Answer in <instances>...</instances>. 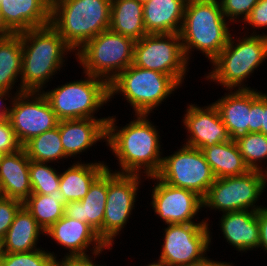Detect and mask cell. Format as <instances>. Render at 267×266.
I'll use <instances>...</instances> for the list:
<instances>
[{"mask_svg":"<svg viewBox=\"0 0 267 266\" xmlns=\"http://www.w3.org/2000/svg\"><path fill=\"white\" fill-rule=\"evenodd\" d=\"M147 116L137 114V119L120 130L116 129V120L108 117L106 141L119 159L122 172L117 173L140 174L138 172L143 167L147 177L159 173L163 162L160 157L159 135L155 126L146 119Z\"/></svg>","mask_w":267,"mask_h":266,"instance_id":"6da1fadb","label":"cell"},{"mask_svg":"<svg viewBox=\"0 0 267 266\" xmlns=\"http://www.w3.org/2000/svg\"><path fill=\"white\" fill-rule=\"evenodd\" d=\"M19 34L22 45V85L18 92H39L50 76L62 67L64 52L73 49L50 24Z\"/></svg>","mask_w":267,"mask_h":266,"instance_id":"7a4b0ae2","label":"cell"},{"mask_svg":"<svg viewBox=\"0 0 267 266\" xmlns=\"http://www.w3.org/2000/svg\"><path fill=\"white\" fill-rule=\"evenodd\" d=\"M225 18L217 0H187L179 32L187 60L190 48L199 49L211 61L220 54L231 35Z\"/></svg>","mask_w":267,"mask_h":266,"instance_id":"3957f363","label":"cell"},{"mask_svg":"<svg viewBox=\"0 0 267 266\" xmlns=\"http://www.w3.org/2000/svg\"><path fill=\"white\" fill-rule=\"evenodd\" d=\"M111 0H60L50 25L73 49L110 27ZM80 46V47H79Z\"/></svg>","mask_w":267,"mask_h":266,"instance_id":"277c9868","label":"cell"},{"mask_svg":"<svg viewBox=\"0 0 267 266\" xmlns=\"http://www.w3.org/2000/svg\"><path fill=\"white\" fill-rule=\"evenodd\" d=\"M134 44L133 39L108 29L85 43L76 55L85 73L109 84L133 64Z\"/></svg>","mask_w":267,"mask_h":266,"instance_id":"5b68a950","label":"cell"},{"mask_svg":"<svg viewBox=\"0 0 267 266\" xmlns=\"http://www.w3.org/2000/svg\"><path fill=\"white\" fill-rule=\"evenodd\" d=\"M179 86L169 75L133 64L109 83V98L123 93L137 114L147 115Z\"/></svg>","mask_w":267,"mask_h":266,"instance_id":"8992f818","label":"cell"},{"mask_svg":"<svg viewBox=\"0 0 267 266\" xmlns=\"http://www.w3.org/2000/svg\"><path fill=\"white\" fill-rule=\"evenodd\" d=\"M86 80L66 83L43 94L51 105L57 119H95V110L109 101V84L86 73Z\"/></svg>","mask_w":267,"mask_h":266,"instance_id":"52a82bcc","label":"cell"},{"mask_svg":"<svg viewBox=\"0 0 267 266\" xmlns=\"http://www.w3.org/2000/svg\"><path fill=\"white\" fill-rule=\"evenodd\" d=\"M232 39L230 35L227 45L212 61L215 67L207 76L228 89L241 86L267 57V35L239 39L235 46Z\"/></svg>","mask_w":267,"mask_h":266,"instance_id":"ba28073f","label":"cell"},{"mask_svg":"<svg viewBox=\"0 0 267 266\" xmlns=\"http://www.w3.org/2000/svg\"><path fill=\"white\" fill-rule=\"evenodd\" d=\"M187 63L177 33L147 34L135 41L133 65L169 75L178 85L182 83Z\"/></svg>","mask_w":267,"mask_h":266,"instance_id":"9c48e42d","label":"cell"},{"mask_svg":"<svg viewBox=\"0 0 267 266\" xmlns=\"http://www.w3.org/2000/svg\"><path fill=\"white\" fill-rule=\"evenodd\" d=\"M266 176V170H249L241 176L216 178L203 198V206L219 209L223 213L248 210L249 207L252 211H258L261 207L255 208L253 204L266 187Z\"/></svg>","mask_w":267,"mask_h":266,"instance_id":"30bf717a","label":"cell"},{"mask_svg":"<svg viewBox=\"0 0 267 266\" xmlns=\"http://www.w3.org/2000/svg\"><path fill=\"white\" fill-rule=\"evenodd\" d=\"M157 176L171 186L191 190L202 198L216 179L203 152L187 145L163 158Z\"/></svg>","mask_w":267,"mask_h":266,"instance_id":"8fae6325","label":"cell"},{"mask_svg":"<svg viewBox=\"0 0 267 266\" xmlns=\"http://www.w3.org/2000/svg\"><path fill=\"white\" fill-rule=\"evenodd\" d=\"M208 224H168L160 259L169 266L201 263L207 259L204 253L211 242Z\"/></svg>","mask_w":267,"mask_h":266,"instance_id":"7c38bea8","label":"cell"},{"mask_svg":"<svg viewBox=\"0 0 267 266\" xmlns=\"http://www.w3.org/2000/svg\"><path fill=\"white\" fill-rule=\"evenodd\" d=\"M16 93L10 108L9 121L19 143L23 146L31 138L57 127L59 120L45 95L38 92ZM33 98L30 99L29 98ZM27 99V100H26ZM29 101V102H28Z\"/></svg>","mask_w":267,"mask_h":266,"instance_id":"4fadbf2b","label":"cell"},{"mask_svg":"<svg viewBox=\"0 0 267 266\" xmlns=\"http://www.w3.org/2000/svg\"><path fill=\"white\" fill-rule=\"evenodd\" d=\"M139 174L111 173L108 169V193L103 219V242L112 246L114 237L126 224L134 207Z\"/></svg>","mask_w":267,"mask_h":266,"instance_id":"5bb4252c","label":"cell"},{"mask_svg":"<svg viewBox=\"0 0 267 266\" xmlns=\"http://www.w3.org/2000/svg\"><path fill=\"white\" fill-rule=\"evenodd\" d=\"M150 178L159 181L152 191L155 213L167 224L194 223L192 218L204 207L203 198L191 190L171 186L157 175Z\"/></svg>","mask_w":267,"mask_h":266,"instance_id":"9a60e30c","label":"cell"},{"mask_svg":"<svg viewBox=\"0 0 267 266\" xmlns=\"http://www.w3.org/2000/svg\"><path fill=\"white\" fill-rule=\"evenodd\" d=\"M45 234L49 235L57 243L69 249V255L65 256L64 261H76V260H90L86 255L85 250L90 246L91 243H95L93 247V253L100 254L103 248L108 246L99 237L98 232L92 228L89 224L63 216L53 225H51Z\"/></svg>","mask_w":267,"mask_h":266,"instance_id":"2e32d148","label":"cell"},{"mask_svg":"<svg viewBox=\"0 0 267 266\" xmlns=\"http://www.w3.org/2000/svg\"><path fill=\"white\" fill-rule=\"evenodd\" d=\"M186 112L183 123L190 133L187 146L200 149L231 140L214 103L205 109L189 105Z\"/></svg>","mask_w":267,"mask_h":266,"instance_id":"e0dca14e","label":"cell"},{"mask_svg":"<svg viewBox=\"0 0 267 266\" xmlns=\"http://www.w3.org/2000/svg\"><path fill=\"white\" fill-rule=\"evenodd\" d=\"M51 11L40 0H1L0 21L9 34L50 24Z\"/></svg>","mask_w":267,"mask_h":266,"instance_id":"ac0fdd59","label":"cell"},{"mask_svg":"<svg viewBox=\"0 0 267 266\" xmlns=\"http://www.w3.org/2000/svg\"><path fill=\"white\" fill-rule=\"evenodd\" d=\"M108 193V168L92 183L80 201L65 204L64 215L80 220L94 228L103 240V219Z\"/></svg>","mask_w":267,"mask_h":266,"instance_id":"d6986e66","label":"cell"},{"mask_svg":"<svg viewBox=\"0 0 267 266\" xmlns=\"http://www.w3.org/2000/svg\"><path fill=\"white\" fill-rule=\"evenodd\" d=\"M30 159L24 148L6 153L0 163L1 195L24 202L31 194Z\"/></svg>","mask_w":267,"mask_h":266,"instance_id":"ffe728a7","label":"cell"},{"mask_svg":"<svg viewBox=\"0 0 267 266\" xmlns=\"http://www.w3.org/2000/svg\"><path fill=\"white\" fill-rule=\"evenodd\" d=\"M108 118L60 120L59 132L64 153L76 155L92 146L98 140L107 138Z\"/></svg>","mask_w":267,"mask_h":266,"instance_id":"44dd1931","label":"cell"},{"mask_svg":"<svg viewBox=\"0 0 267 266\" xmlns=\"http://www.w3.org/2000/svg\"><path fill=\"white\" fill-rule=\"evenodd\" d=\"M214 105L231 139L250 133L251 89L241 86L234 93L214 102Z\"/></svg>","mask_w":267,"mask_h":266,"instance_id":"7402d4cb","label":"cell"},{"mask_svg":"<svg viewBox=\"0 0 267 266\" xmlns=\"http://www.w3.org/2000/svg\"><path fill=\"white\" fill-rule=\"evenodd\" d=\"M186 2L187 0H149L143 4V22L147 34H179Z\"/></svg>","mask_w":267,"mask_h":266,"instance_id":"603a6c76","label":"cell"},{"mask_svg":"<svg viewBox=\"0 0 267 266\" xmlns=\"http://www.w3.org/2000/svg\"><path fill=\"white\" fill-rule=\"evenodd\" d=\"M221 230L230 245L239 251L259 247L257 211L226 212L221 218Z\"/></svg>","mask_w":267,"mask_h":266,"instance_id":"cb8c5ba5","label":"cell"},{"mask_svg":"<svg viewBox=\"0 0 267 266\" xmlns=\"http://www.w3.org/2000/svg\"><path fill=\"white\" fill-rule=\"evenodd\" d=\"M109 29L134 41L147 35L143 22V4L137 0H111Z\"/></svg>","mask_w":267,"mask_h":266,"instance_id":"d4e9b609","label":"cell"},{"mask_svg":"<svg viewBox=\"0 0 267 266\" xmlns=\"http://www.w3.org/2000/svg\"><path fill=\"white\" fill-rule=\"evenodd\" d=\"M200 150L216 178L241 176L249 171L234 139Z\"/></svg>","mask_w":267,"mask_h":266,"instance_id":"484cf974","label":"cell"},{"mask_svg":"<svg viewBox=\"0 0 267 266\" xmlns=\"http://www.w3.org/2000/svg\"><path fill=\"white\" fill-rule=\"evenodd\" d=\"M40 231L45 233L44 229L23 205L16 213L14 221L4 236L6 253L37 250L35 245Z\"/></svg>","mask_w":267,"mask_h":266,"instance_id":"4316f807","label":"cell"},{"mask_svg":"<svg viewBox=\"0 0 267 266\" xmlns=\"http://www.w3.org/2000/svg\"><path fill=\"white\" fill-rule=\"evenodd\" d=\"M108 168L103 163L73 164L60 174L59 189L67 202L82 200L92 183Z\"/></svg>","mask_w":267,"mask_h":266,"instance_id":"83f0119b","label":"cell"},{"mask_svg":"<svg viewBox=\"0 0 267 266\" xmlns=\"http://www.w3.org/2000/svg\"><path fill=\"white\" fill-rule=\"evenodd\" d=\"M22 71L20 34L0 36V90L10 91Z\"/></svg>","mask_w":267,"mask_h":266,"instance_id":"f1b7e54d","label":"cell"},{"mask_svg":"<svg viewBox=\"0 0 267 266\" xmlns=\"http://www.w3.org/2000/svg\"><path fill=\"white\" fill-rule=\"evenodd\" d=\"M66 203L65 197L59 189L48 195L31 194L23 202V205L46 231L64 216Z\"/></svg>","mask_w":267,"mask_h":266,"instance_id":"f546056e","label":"cell"},{"mask_svg":"<svg viewBox=\"0 0 267 266\" xmlns=\"http://www.w3.org/2000/svg\"><path fill=\"white\" fill-rule=\"evenodd\" d=\"M22 147L29 159L36 162L47 163L68 157L61 143L59 122L57 127L31 138Z\"/></svg>","mask_w":267,"mask_h":266,"instance_id":"4dcf8cb0","label":"cell"},{"mask_svg":"<svg viewBox=\"0 0 267 266\" xmlns=\"http://www.w3.org/2000/svg\"><path fill=\"white\" fill-rule=\"evenodd\" d=\"M234 140L249 170L263 172L257 161L267 159V136L261 132L247 133Z\"/></svg>","mask_w":267,"mask_h":266,"instance_id":"1f68e13d","label":"cell"},{"mask_svg":"<svg viewBox=\"0 0 267 266\" xmlns=\"http://www.w3.org/2000/svg\"><path fill=\"white\" fill-rule=\"evenodd\" d=\"M29 177L32 194L48 195L59 190L60 174L44 162L30 160Z\"/></svg>","mask_w":267,"mask_h":266,"instance_id":"d6a6232c","label":"cell"},{"mask_svg":"<svg viewBox=\"0 0 267 266\" xmlns=\"http://www.w3.org/2000/svg\"><path fill=\"white\" fill-rule=\"evenodd\" d=\"M54 254L37 249L30 252L6 253L0 266H57Z\"/></svg>","mask_w":267,"mask_h":266,"instance_id":"836d02e7","label":"cell"},{"mask_svg":"<svg viewBox=\"0 0 267 266\" xmlns=\"http://www.w3.org/2000/svg\"><path fill=\"white\" fill-rule=\"evenodd\" d=\"M23 206V202L4 196L0 197V236L4 237L10 228L18 210Z\"/></svg>","mask_w":267,"mask_h":266,"instance_id":"e575fe53","label":"cell"},{"mask_svg":"<svg viewBox=\"0 0 267 266\" xmlns=\"http://www.w3.org/2000/svg\"><path fill=\"white\" fill-rule=\"evenodd\" d=\"M259 0H221L220 6L223 15L230 16V20L239 18L238 16L244 15V21L252 11V8L258 3Z\"/></svg>","mask_w":267,"mask_h":266,"instance_id":"d590c367","label":"cell"},{"mask_svg":"<svg viewBox=\"0 0 267 266\" xmlns=\"http://www.w3.org/2000/svg\"><path fill=\"white\" fill-rule=\"evenodd\" d=\"M22 148L8 118L0 121V149L5 153H13Z\"/></svg>","mask_w":267,"mask_h":266,"instance_id":"8d00e7d4","label":"cell"},{"mask_svg":"<svg viewBox=\"0 0 267 266\" xmlns=\"http://www.w3.org/2000/svg\"><path fill=\"white\" fill-rule=\"evenodd\" d=\"M264 94L251 90L250 133L261 132Z\"/></svg>","mask_w":267,"mask_h":266,"instance_id":"74e56055","label":"cell"},{"mask_svg":"<svg viewBox=\"0 0 267 266\" xmlns=\"http://www.w3.org/2000/svg\"><path fill=\"white\" fill-rule=\"evenodd\" d=\"M245 21L257 28L267 27V0H259Z\"/></svg>","mask_w":267,"mask_h":266,"instance_id":"f35d334b","label":"cell"},{"mask_svg":"<svg viewBox=\"0 0 267 266\" xmlns=\"http://www.w3.org/2000/svg\"><path fill=\"white\" fill-rule=\"evenodd\" d=\"M259 223V247L267 250V208H261L257 211Z\"/></svg>","mask_w":267,"mask_h":266,"instance_id":"ab89813d","label":"cell"},{"mask_svg":"<svg viewBox=\"0 0 267 266\" xmlns=\"http://www.w3.org/2000/svg\"><path fill=\"white\" fill-rule=\"evenodd\" d=\"M57 266H98L94 265L92 260H76V261H69V260H62V262H58ZM100 266V265H99Z\"/></svg>","mask_w":267,"mask_h":266,"instance_id":"60d3db41","label":"cell"},{"mask_svg":"<svg viewBox=\"0 0 267 266\" xmlns=\"http://www.w3.org/2000/svg\"><path fill=\"white\" fill-rule=\"evenodd\" d=\"M261 133L267 136V94H264V112H262V128Z\"/></svg>","mask_w":267,"mask_h":266,"instance_id":"b9f144b4","label":"cell"},{"mask_svg":"<svg viewBox=\"0 0 267 266\" xmlns=\"http://www.w3.org/2000/svg\"><path fill=\"white\" fill-rule=\"evenodd\" d=\"M9 91H6V90H0V104L3 103L1 102V100L3 99V97L5 95H8ZM9 114H10V109L5 107L3 110L0 109V121L3 120V119H6L9 117Z\"/></svg>","mask_w":267,"mask_h":266,"instance_id":"7bdbcfd3","label":"cell"},{"mask_svg":"<svg viewBox=\"0 0 267 266\" xmlns=\"http://www.w3.org/2000/svg\"><path fill=\"white\" fill-rule=\"evenodd\" d=\"M184 266H231V265L229 263L215 262V261L206 259L205 261L201 263H196L193 265H184Z\"/></svg>","mask_w":267,"mask_h":266,"instance_id":"ee69618b","label":"cell"},{"mask_svg":"<svg viewBox=\"0 0 267 266\" xmlns=\"http://www.w3.org/2000/svg\"><path fill=\"white\" fill-rule=\"evenodd\" d=\"M42 3L50 10L52 11L60 0H40Z\"/></svg>","mask_w":267,"mask_h":266,"instance_id":"f6af8a7d","label":"cell"},{"mask_svg":"<svg viewBox=\"0 0 267 266\" xmlns=\"http://www.w3.org/2000/svg\"><path fill=\"white\" fill-rule=\"evenodd\" d=\"M5 255H6V251H5L4 237L0 236V263Z\"/></svg>","mask_w":267,"mask_h":266,"instance_id":"bcb514c9","label":"cell"},{"mask_svg":"<svg viewBox=\"0 0 267 266\" xmlns=\"http://www.w3.org/2000/svg\"><path fill=\"white\" fill-rule=\"evenodd\" d=\"M147 266H169V265L164 261L158 260L157 263H152V264L147 265Z\"/></svg>","mask_w":267,"mask_h":266,"instance_id":"7dc6e473","label":"cell"},{"mask_svg":"<svg viewBox=\"0 0 267 266\" xmlns=\"http://www.w3.org/2000/svg\"><path fill=\"white\" fill-rule=\"evenodd\" d=\"M5 34H8V33L3 29V27H2V23H1V21H0V36H3V35H5Z\"/></svg>","mask_w":267,"mask_h":266,"instance_id":"c3c4849f","label":"cell"},{"mask_svg":"<svg viewBox=\"0 0 267 266\" xmlns=\"http://www.w3.org/2000/svg\"><path fill=\"white\" fill-rule=\"evenodd\" d=\"M5 154H6V153L3 152V151L0 149V163H1L2 158H3V156H4Z\"/></svg>","mask_w":267,"mask_h":266,"instance_id":"681fc988","label":"cell"},{"mask_svg":"<svg viewBox=\"0 0 267 266\" xmlns=\"http://www.w3.org/2000/svg\"><path fill=\"white\" fill-rule=\"evenodd\" d=\"M138 2H140L141 4H145L147 3L149 0H137Z\"/></svg>","mask_w":267,"mask_h":266,"instance_id":"f907efd6","label":"cell"}]
</instances>
